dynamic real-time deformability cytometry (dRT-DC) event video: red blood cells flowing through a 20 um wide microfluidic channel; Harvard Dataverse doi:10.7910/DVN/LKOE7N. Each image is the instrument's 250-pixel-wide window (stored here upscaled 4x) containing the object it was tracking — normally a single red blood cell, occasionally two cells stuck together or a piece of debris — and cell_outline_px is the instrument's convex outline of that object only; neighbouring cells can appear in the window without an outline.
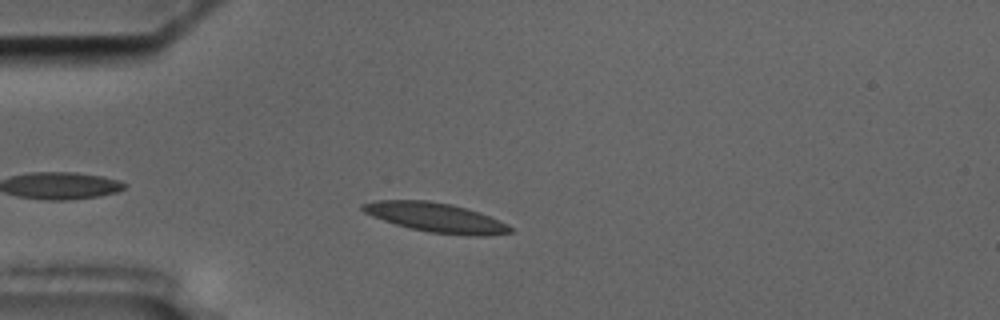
{"species": "common noctule bat (a hibernating species)", "species_latin": "Nyctalus noctula", "temperature_condition": "cold", "stored_images_in_passage": 44, "camera_frame_rate_fps": 3000, "um_per_image_px": 0.085, "animal": {"sex": "male", "body_mass_g": 17.5, "forearm_length_mm": 52.3}, "frame": {"image": 1, "passage_image": 5, "time_ms": 1.333, "image_size_px": [1000, 320], "cell_outline_px": [[516, 232], [488, 236], [468, 236], [428, 232], [408, 228], [372, 216], [364, 212], [360, 208], [360, 204], [376, 200], [428, 200], [452, 204], [488, 216], [508, 224]], "centroid_in_image_um": [37.05, 18.5], "position_along_channel_um": 48.0, "area_um2": 25.37}}
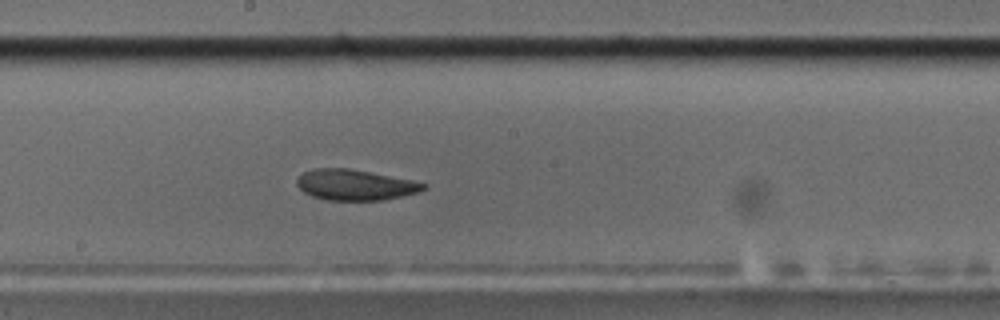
{"frame": {"image": 2, "passage_image": 21, "time_ms": 6.667, "image_size_px": [1000, 320], "cell_outline_px": [[428, 188], [420, 192], [384, 200], [324, 200], [312, 196], [304, 192], [296, 184], [296, 180], [304, 172], [316, 168], [348, 168], [412, 180], [428, 184]], "centroid_in_image_um": [30.21, 15.72], "position_along_channel_um": 218.0, "area_um2": 22.66}}
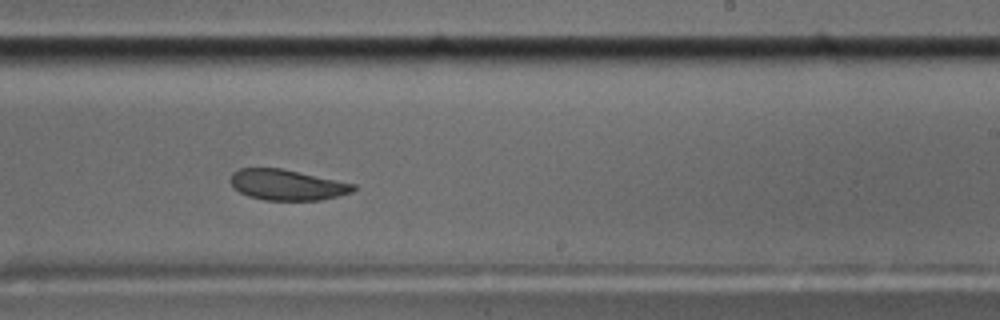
{"frame": {"image": 3, "passage_image": 25, "time_ms": 8.0, "image_size_px": [1000, 320], "cell_outline_px": [[356, 188], [352, 192], [340, 196], [320, 200], [264, 200], [248, 196], [240, 192], [228, 180], [232, 172], [240, 168], [280, 168], [356, 184]], "centroid_in_image_um": [24.39, 15.71], "position_along_channel_um": 264.6, "area_um2": 21.96}, "authors_computed_cell_mechanics": {"area_um2": 24.3049, "velocity_mm_per_s": 3.4999, "shape_relaxation_time_tau1_ms": null, "shape_relaxation_time_tau2_ms": 3.3471, "deformation_change_tau1": null, "deformation_change_tau2": 0.0788}}